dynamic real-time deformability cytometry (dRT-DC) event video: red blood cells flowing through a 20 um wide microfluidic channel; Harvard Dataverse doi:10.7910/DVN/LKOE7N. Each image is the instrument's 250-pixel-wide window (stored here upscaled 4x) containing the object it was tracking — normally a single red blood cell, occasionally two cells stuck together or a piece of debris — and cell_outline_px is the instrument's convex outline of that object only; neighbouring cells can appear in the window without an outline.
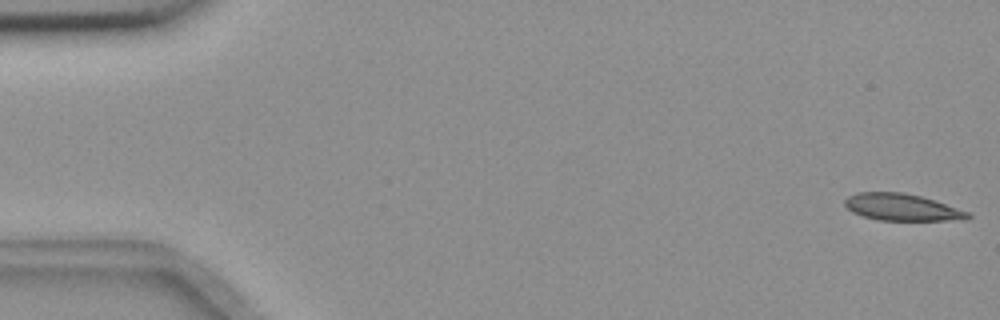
{"species": "common noctule bat (a hibernating species)", "species_latin": "Nyctalus noctula", "temperature_condition": "room temperature", "stored_images_in_passage": 55, "camera_frame_rate_fps": 3000, "um_per_image_px": 0.085, "animal": {"sex": "female", "body_mass_g": 18.4}, "frame": {"image": 1, "passage_image": 1, "time_ms": 0.0, "image_size_px": [1000, 320], "cell_outline_px": [[972, 216], [968, 220], [880, 220], [864, 216], [852, 212], [844, 204], [844, 200], [848, 196], [856, 192], [904, 192], [920, 196], [968, 212]], "centroid_in_image_um": [76.64, 17.61], "position_along_channel_um": 8.4, "area_um2": 19.07}}
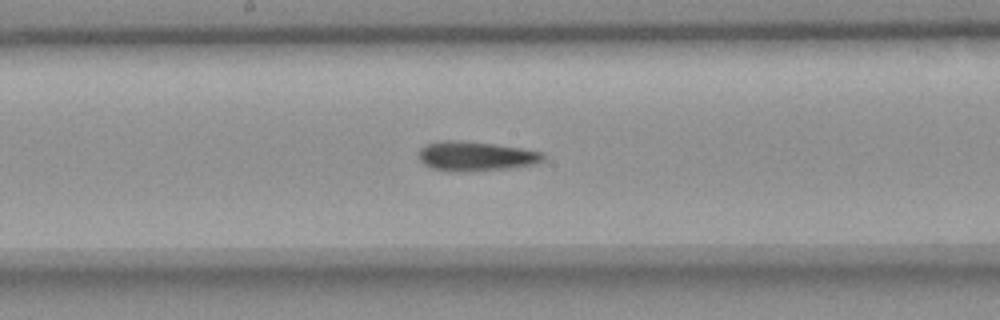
{"frame": {"image": 2, "passage_image": 29, "time_ms": 9.333, "image_size_px": [1000, 320], "cell_outline_px": [[544, 160], [532, 164], [512, 168], [472, 172], [448, 172], [432, 168], [424, 164], [420, 160], [420, 148], [428, 144], [444, 140], [464, 140], [520, 148], [544, 152]], "centroid_in_image_um": [40.44, 13.29], "position_along_channel_um": 207.8, "area_um2": 21.56}}
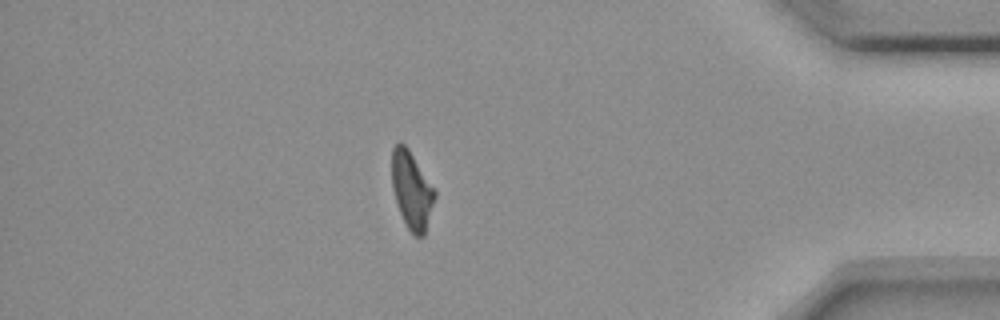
{"frame": {"image": 3, "passage_image": 48, "time_ms": 15.667, "image_size_px": [1000, 320], "cell_outline_px": [[436, 196], [424, 236], [416, 236], [408, 228], [400, 212], [392, 188], [392, 148], [400, 140], [408, 148], [436, 192]], "centroid_in_image_um": [34.99, 16.15], "position_along_channel_um": 400.2, "area_um2": 19.02}, "authors_computed_cell_mechanics": {"area_um2": 20.6924, "velocity_mm_per_s": 3.6474, "shape_relaxation_time_tau1_ms": 10.1709, "shape_relaxation_time_tau2_ms": 6.9443, "deformation_change_tau1": 0.214, "deformation_change_tau2": 0.1674}}